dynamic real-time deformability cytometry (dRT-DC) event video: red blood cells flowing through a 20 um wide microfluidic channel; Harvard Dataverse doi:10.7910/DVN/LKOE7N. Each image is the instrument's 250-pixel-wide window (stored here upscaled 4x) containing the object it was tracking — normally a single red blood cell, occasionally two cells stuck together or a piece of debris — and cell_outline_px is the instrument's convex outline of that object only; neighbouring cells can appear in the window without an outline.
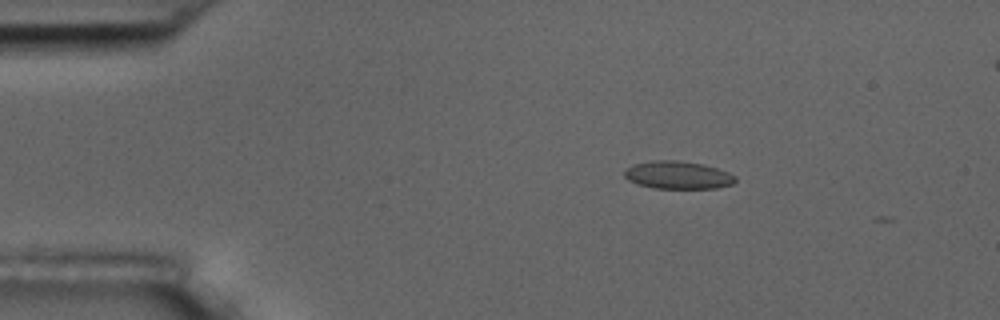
{"species": "common noctule bat (a hibernating species)", "species_latin": "Nyctalus noctula", "temperature_condition": "room temperature", "stored_images_in_passage": 5, "camera_frame_rate_fps": 3000, "um_per_image_px": 0.085, "animal": {"sex": "male", "body_mass_g": 17.5, "forearm_length_mm": 52.3}, "frame": {"image": 1, "passage_image": 2, "time_ms": 1.0, "image_size_px": [1000, 320], "cell_outline_px": [[736, 180], [732, 184], [716, 188], [652, 188], [636, 184], [628, 180], [624, 176], [624, 172], [632, 164], [652, 160], [676, 160], [704, 164], [728, 172], [736, 176]], "centroid_in_image_um": [57.6, 14.88], "position_along_channel_um": 27.4, "area_um2": 18.03}}